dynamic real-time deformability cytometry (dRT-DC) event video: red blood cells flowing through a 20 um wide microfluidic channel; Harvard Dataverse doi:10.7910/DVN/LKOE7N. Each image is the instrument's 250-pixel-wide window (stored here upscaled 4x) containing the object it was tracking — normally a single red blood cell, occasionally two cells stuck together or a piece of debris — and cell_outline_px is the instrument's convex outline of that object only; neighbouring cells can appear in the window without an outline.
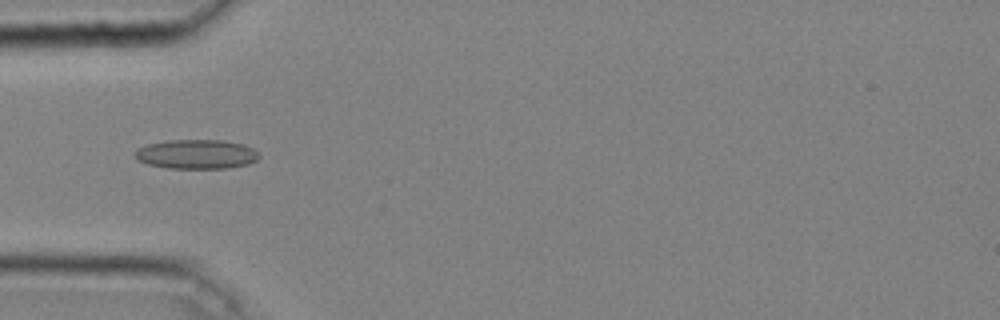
{"species": "common noctule bat (a hibernating species)", "species_latin": "Nyctalus noctula", "temperature_condition": "cold", "stored_images_in_passage": 40, "camera_frame_rate_fps": 3000, "um_per_image_px": 0.085, "animal": {"sex": "male", "body_mass_g": 20.4}, "frame": {"image": 1, "passage_image": 8, "time_ms": 2.333, "image_size_px": [1000, 320], "cell_outline_px": [[260, 156], [256, 160], [248, 164], [228, 168], [168, 168], [148, 164], [136, 160], [136, 152], [140, 148], [148, 144], [168, 140], [224, 140], [244, 144], [252, 148]], "centroid_in_image_um": [16.72, 13.1], "position_along_channel_um": 68.3, "area_um2": 21.1}}
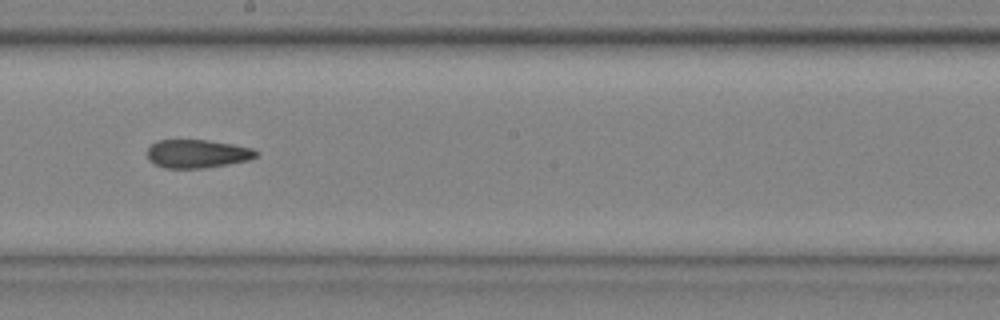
{"frame": {"image": 2, "passage_image": 20, "time_ms": 6.333, "image_size_px": [1000, 320], "cell_outline_px": [[260, 152], [256, 156], [248, 160], [228, 164], [204, 168], [164, 168], [148, 160], [148, 148], [156, 140], [208, 140], [232, 144], [252, 148]], "centroid_in_image_um": [16.77, 13.06], "position_along_channel_um": 231.4, "area_um2": 17.98}}
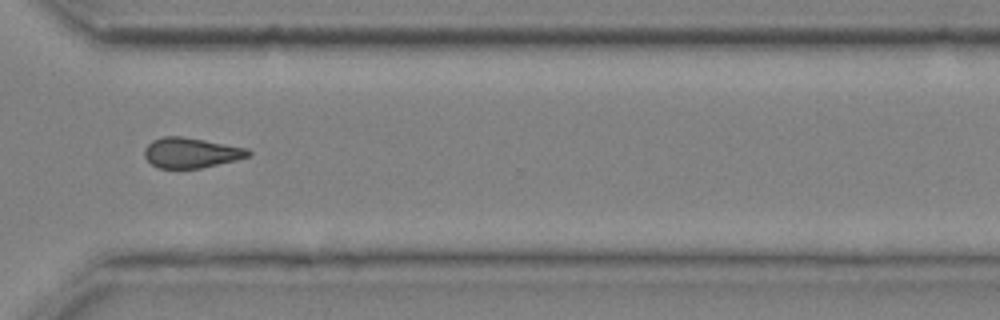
{"frame": {"image": 3, "passage_image": 29, "time_ms": 9.333, "image_size_px": [1000, 320], "cell_outline_px": [[252, 152], [248, 156], [236, 160], [200, 168], [156, 168], [144, 156], [144, 148], [152, 140], [164, 136], [180, 136], [204, 140], [248, 148]], "centroid_in_image_um": [16.22, 12.98], "position_along_channel_um": 354.4, "area_um2": 18.21}, "authors_computed_cell_mechanics": {"area_um2": 18.5249, "velocity_mm_per_s": 4.0842, "shape_relaxation_time_tau1_ms": null, "shape_relaxation_time_tau2_ms": 3.433, "deformation_change_tau1": null, "deformation_change_tau2": 0.1207}}